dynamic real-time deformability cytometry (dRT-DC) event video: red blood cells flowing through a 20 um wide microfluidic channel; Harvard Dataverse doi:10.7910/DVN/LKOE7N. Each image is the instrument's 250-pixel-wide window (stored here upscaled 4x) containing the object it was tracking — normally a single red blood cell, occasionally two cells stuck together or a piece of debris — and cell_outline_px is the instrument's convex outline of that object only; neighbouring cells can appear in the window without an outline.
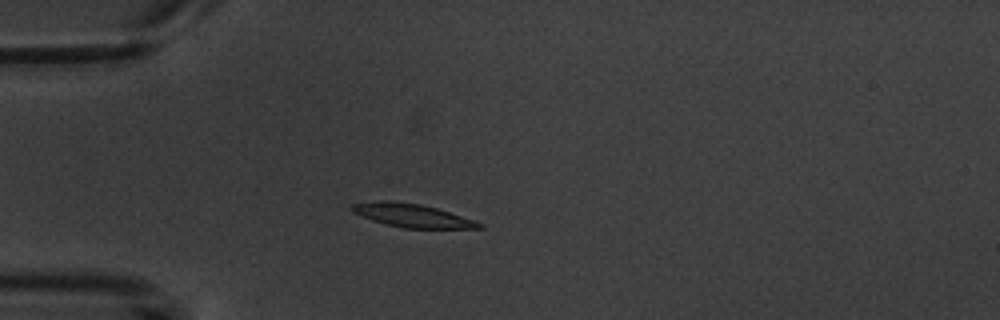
{"species": "common noctule bat (a hibernating species)", "species_latin": "Nyctalus noctula", "temperature_condition": "warm", "stored_images_in_passage": 4, "camera_frame_rate_fps": 3000, "um_per_image_px": 0.085, "animal": {"sex": "male", "body_mass_g": 20.1, "forearm_length_mm": 53.5}, "frame": {"image": 1, "passage_image": 3, "time_ms": 2.333, "image_size_px": [1000, 320], "cell_outline_px": [[484, 228], [404, 228], [384, 224], [372, 220], [352, 212], [348, 208], [352, 204], [376, 200], [388, 200], [420, 204], [436, 208], [476, 220], [484, 224]], "centroid_in_image_um": [35.01, 18.31], "position_along_channel_um": 50.0, "area_um2": 17.46}}